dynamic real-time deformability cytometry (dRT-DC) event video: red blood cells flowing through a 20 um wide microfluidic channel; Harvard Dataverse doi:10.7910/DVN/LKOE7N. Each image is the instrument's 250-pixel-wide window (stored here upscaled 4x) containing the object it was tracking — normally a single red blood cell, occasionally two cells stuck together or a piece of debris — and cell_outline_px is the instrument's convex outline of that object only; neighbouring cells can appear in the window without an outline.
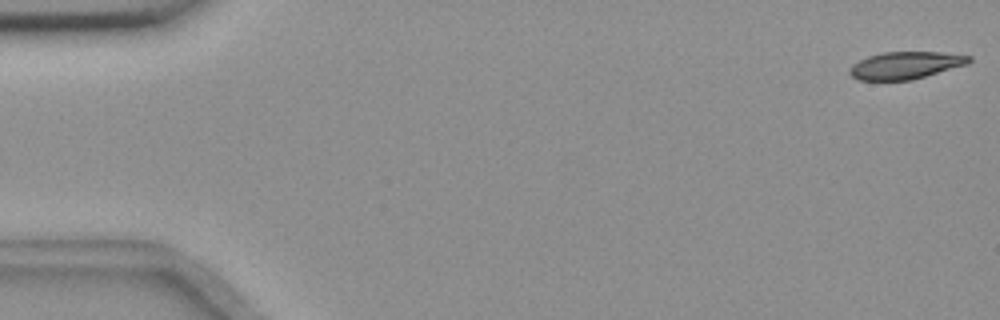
{"species": "common noctule bat (a hibernating species)", "species_latin": "Nyctalus noctula", "temperature_condition": "room temperature", "stored_images_in_passage": 55, "camera_frame_rate_fps": 3000, "um_per_image_px": 0.085, "animal": {"sex": "female", "body_mass_g": 18.4}, "frame": {"image": 1, "passage_image": 1, "time_ms": 0.0, "image_size_px": [1000, 320], "cell_outline_px": [[972, 60], [968, 64], [912, 80], [860, 80], [852, 76], [848, 72], [848, 68], [852, 64], [868, 56], [884, 52], [940, 52], [972, 56]], "centroid_in_image_um": [76.97, 5.55], "position_along_channel_um": 8.0, "area_um2": 19.02}}
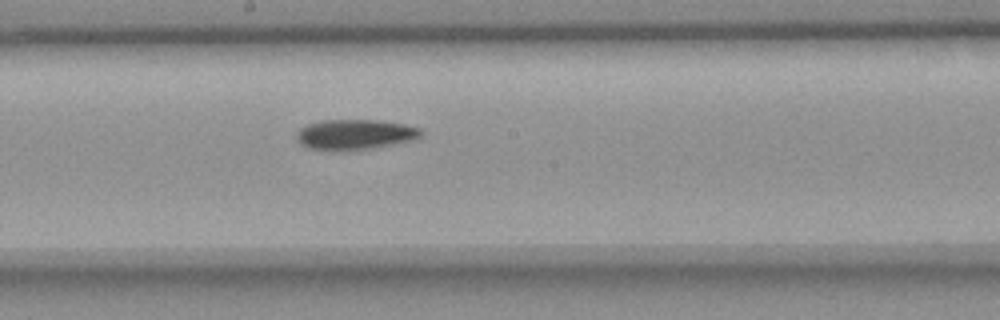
{"frame": {"image": 2, "passage_image": 30, "time_ms": 9.667, "image_size_px": [1000, 320], "cell_outline_px": [[424, 132], [416, 140], [372, 148], [336, 152], [308, 148], [300, 144], [296, 140], [296, 132], [300, 128], [308, 124], [320, 120], [372, 120], [404, 124], [420, 128]], "centroid_in_image_um": [30.14, 11.45], "position_along_channel_um": 218.1, "area_um2": 22.31}}
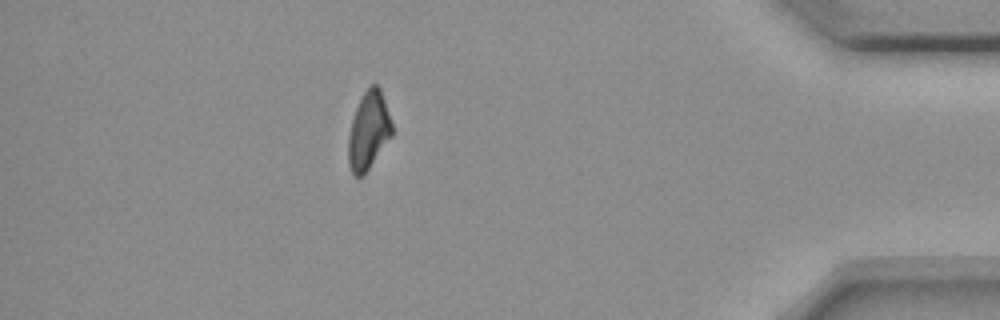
{"frame": {"image": 3, "passage_image": 49, "time_ms": 16.0, "image_size_px": [1000, 320], "cell_outline_px": [[392, 136], [364, 176], [356, 176], [352, 172], [348, 164], [348, 136], [352, 120], [356, 108], [364, 92], [372, 84], [376, 84], [380, 88], [392, 120]], "centroid_in_image_um": [31.34, 11.13], "position_along_channel_um": 403.9, "area_um2": 19.83}, "authors_computed_cell_mechanics": {"area_um2": 20.9814, "velocity_mm_per_s": 3.6456, "shape_relaxation_time_tau1_ms": 9.8692, "shape_relaxation_time_tau2_ms": null, "deformation_change_tau1": 0.2116, "deformation_change_tau2": null}}